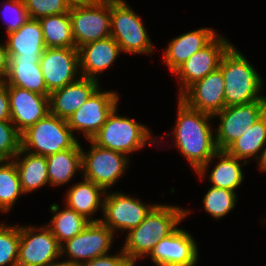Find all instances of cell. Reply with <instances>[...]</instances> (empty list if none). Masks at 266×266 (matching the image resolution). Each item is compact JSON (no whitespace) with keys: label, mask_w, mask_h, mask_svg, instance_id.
<instances>
[{"label":"cell","mask_w":266,"mask_h":266,"mask_svg":"<svg viewBox=\"0 0 266 266\" xmlns=\"http://www.w3.org/2000/svg\"><path fill=\"white\" fill-rule=\"evenodd\" d=\"M232 46L219 34L204 48L191 55L173 74L178 77L179 96L194 82L219 68L222 56Z\"/></svg>","instance_id":"14"},{"label":"cell","mask_w":266,"mask_h":266,"mask_svg":"<svg viewBox=\"0 0 266 266\" xmlns=\"http://www.w3.org/2000/svg\"><path fill=\"white\" fill-rule=\"evenodd\" d=\"M177 109L173 131L175 146L197 172L219 151L210 126L214 117L188 107L180 99Z\"/></svg>","instance_id":"1"},{"label":"cell","mask_w":266,"mask_h":266,"mask_svg":"<svg viewBox=\"0 0 266 266\" xmlns=\"http://www.w3.org/2000/svg\"><path fill=\"white\" fill-rule=\"evenodd\" d=\"M2 10L6 33L18 30L30 18L24 0H8Z\"/></svg>","instance_id":"36"},{"label":"cell","mask_w":266,"mask_h":266,"mask_svg":"<svg viewBox=\"0 0 266 266\" xmlns=\"http://www.w3.org/2000/svg\"><path fill=\"white\" fill-rule=\"evenodd\" d=\"M0 121H10V99L4 82H0Z\"/></svg>","instance_id":"38"},{"label":"cell","mask_w":266,"mask_h":266,"mask_svg":"<svg viewBox=\"0 0 266 266\" xmlns=\"http://www.w3.org/2000/svg\"><path fill=\"white\" fill-rule=\"evenodd\" d=\"M50 211L54 213V216L49 224H47V227L56 237L60 245L81 233L90 223L84 216L67 206L66 209L60 211L58 204H52Z\"/></svg>","instance_id":"29"},{"label":"cell","mask_w":266,"mask_h":266,"mask_svg":"<svg viewBox=\"0 0 266 266\" xmlns=\"http://www.w3.org/2000/svg\"><path fill=\"white\" fill-rule=\"evenodd\" d=\"M21 149V134L11 121H0V160H13Z\"/></svg>","instance_id":"34"},{"label":"cell","mask_w":266,"mask_h":266,"mask_svg":"<svg viewBox=\"0 0 266 266\" xmlns=\"http://www.w3.org/2000/svg\"><path fill=\"white\" fill-rule=\"evenodd\" d=\"M78 143L67 120L52 113H48L21 134V148L44 157L74 148Z\"/></svg>","instance_id":"5"},{"label":"cell","mask_w":266,"mask_h":266,"mask_svg":"<svg viewBox=\"0 0 266 266\" xmlns=\"http://www.w3.org/2000/svg\"><path fill=\"white\" fill-rule=\"evenodd\" d=\"M266 145V112L256 122L246 127L245 133L237 138L225 151L247 163L248 158L258 159Z\"/></svg>","instance_id":"28"},{"label":"cell","mask_w":266,"mask_h":266,"mask_svg":"<svg viewBox=\"0 0 266 266\" xmlns=\"http://www.w3.org/2000/svg\"><path fill=\"white\" fill-rule=\"evenodd\" d=\"M224 78L220 68L190 85L180 96L188 107L214 116L226 107Z\"/></svg>","instance_id":"17"},{"label":"cell","mask_w":266,"mask_h":266,"mask_svg":"<svg viewBox=\"0 0 266 266\" xmlns=\"http://www.w3.org/2000/svg\"><path fill=\"white\" fill-rule=\"evenodd\" d=\"M58 260L53 261V262H50V263H47L46 265H43V266H73L71 264H69L66 260L65 261H62V262H57Z\"/></svg>","instance_id":"42"},{"label":"cell","mask_w":266,"mask_h":266,"mask_svg":"<svg viewBox=\"0 0 266 266\" xmlns=\"http://www.w3.org/2000/svg\"><path fill=\"white\" fill-rule=\"evenodd\" d=\"M219 68L225 83L226 106L266 100L259 94L263 86L261 76L233 45L222 56Z\"/></svg>","instance_id":"3"},{"label":"cell","mask_w":266,"mask_h":266,"mask_svg":"<svg viewBox=\"0 0 266 266\" xmlns=\"http://www.w3.org/2000/svg\"><path fill=\"white\" fill-rule=\"evenodd\" d=\"M219 158L220 161L214 166L213 171L209 175V180L213 187L223 188L227 190H236L237 187L243 182L242 164L239 162L241 159L229 155L226 151H218L213 157L205 163L196 173L197 176L203 180V175H206L210 162Z\"/></svg>","instance_id":"24"},{"label":"cell","mask_w":266,"mask_h":266,"mask_svg":"<svg viewBox=\"0 0 266 266\" xmlns=\"http://www.w3.org/2000/svg\"><path fill=\"white\" fill-rule=\"evenodd\" d=\"M266 112V100L249 104L226 106L213 117L220 118L215 128L216 145L219 151H225L237 138L252 126Z\"/></svg>","instance_id":"10"},{"label":"cell","mask_w":266,"mask_h":266,"mask_svg":"<svg viewBox=\"0 0 266 266\" xmlns=\"http://www.w3.org/2000/svg\"><path fill=\"white\" fill-rule=\"evenodd\" d=\"M46 48H72L75 42L69 12L39 19Z\"/></svg>","instance_id":"30"},{"label":"cell","mask_w":266,"mask_h":266,"mask_svg":"<svg viewBox=\"0 0 266 266\" xmlns=\"http://www.w3.org/2000/svg\"><path fill=\"white\" fill-rule=\"evenodd\" d=\"M79 266H135L121 250L118 255H104L80 264Z\"/></svg>","instance_id":"37"},{"label":"cell","mask_w":266,"mask_h":266,"mask_svg":"<svg viewBox=\"0 0 266 266\" xmlns=\"http://www.w3.org/2000/svg\"><path fill=\"white\" fill-rule=\"evenodd\" d=\"M69 14L75 48L111 35V0H93L87 5L71 7Z\"/></svg>","instance_id":"7"},{"label":"cell","mask_w":266,"mask_h":266,"mask_svg":"<svg viewBox=\"0 0 266 266\" xmlns=\"http://www.w3.org/2000/svg\"><path fill=\"white\" fill-rule=\"evenodd\" d=\"M25 7L31 19L60 15L69 12L64 0H24Z\"/></svg>","instance_id":"35"},{"label":"cell","mask_w":266,"mask_h":266,"mask_svg":"<svg viewBox=\"0 0 266 266\" xmlns=\"http://www.w3.org/2000/svg\"><path fill=\"white\" fill-rule=\"evenodd\" d=\"M20 226L0 224V266H17Z\"/></svg>","instance_id":"33"},{"label":"cell","mask_w":266,"mask_h":266,"mask_svg":"<svg viewBox=\"0 0 266 266\" xmlns=\"http://www.w3.org/2000/svg\"><path fill=\"white\" fill-rule=\"evenodd\" d=\"M90 150L82 148L83 178L100 186L105 192L112 187L128 167L127 155L97 146L91 140Z\"/></svg>","instance_id":"8"},{"label":"cell","mask_w":266,"mask_h":266,"mask_svg":"<svg viewBox=\"0 0 266 266\" xmlns=\"http://www.w3.org/2000/svg\"><path fill=\"white\" fill-rule=\"evenodd\" d=\"M21 156L22 158L19 160ZM13 160L19 173L24 194L50 184L46 157L30 153L21 148Z\"/></svg>","instance_id":"25"},{"label":"cell","mask_w":266,"mask_h":266,"mask_svg":"<svg viewBox=\"0 0 266 266\" xmlns=\"http://www.w3.org/2000/svg\"><path fill=\"white\" fill-rule=\"evenodd\" d=\"M99 81L79 75V78L49 95L50 113L68 119L99 88Z\"/></svg>","instance_id":"19"},{"label":"cell","mask_w":266,"mask_h":266,"mask_svg":"<svg viewBox=\"0 0 266 266\" xmlns=\"http://www.w3.org/2000/svg\"><path fill=\"white\" fill-rule=\"evenodd\" d=\"M9 57H41L46 49L42 26L38 19L29 18L18 30L7 33Z\"/></svg>","instance_id":"22"},{"label":"cell","mask_w":266,"mask_h":266,"mask_svg":"<svg viewBox=\"0 0 266 266\" xmlns=\"http://www.w3.org/2000/svg\"><path fill=\"white\" fill-rule=\"evenodd\" d=\"M10 99V121L22 134L50 113L49 96L17 86H7Z\"/></svg>","instance_id":"18"},{"label":"cell","mask_w":266,"mask_h":266,"mask_svg":"<svg viewBox=\"0 0 266 266\" xmlns=\"http://www.w3.org/2000/svg\"><path fill=\"white\" fill-rule=\"evenodd\" d=\"M114 235L101 221L90 222L81 233L61 245V256L67 254V262L79 266L96 257L107 255Z\"/></svg>","instance_id":"9"},{"label":"cell","mask_w":266,"mask_h":266,"mask_svg":"<svg viewBox=\"0 0 266 266\" xmlns=\"http://www.w3.org/2000/svg\"><path fill=\"white\" fill-rule=\"evenodd\" d=\"M236 201L235 191L211 186L203 198V205L207 213L219 220L234 208Z\"/></svg>","instance_id":"32"},{"label":"cell","mask_w":266,"mask_h":266,"mask_svg":"<svg viewBox=\"0 0 266 266\" xmlns=\"http://www.w3.org/2000/svg\"><path fill=\"white\" fill-rule=\"evenodd\" d=\"M266 146V145H265ZM258 165H259V169L261 171H266V147H264L262 149V152L259 154L258 157Z\"/></svg>","instance_id":"41"},{"label":"cell","mask_w":266,"mask_h":266,"mask_svg":"<svg viewBox=\"0 0 266 266\" xmlns=\"http://www.w3.org/2000/svg\"><path fill=\"white\" fill-rule=\"evenodd\" d=\"M198 254L192 235L176 228L170 235L157 241L149 257L156 266H195Z\"/></svg>","instance_id":"16"},{"label":"cell","mask_w":266,"mask_h":266,"mask_svg":"<svg viewBox=\"0 0 266 266\" xmlns=\"http://www.w3.org/2000/svg\"><path fill=\"white\" fill-rule=\"evenodd\" d=\"M218 34L211 28L184 33L173 38L164 51V62L174 73L191 55L207 46Z\"/></svg>","instance_id":"21"},{"label":"cell","mask_w":266,"mask_h":266,"mask_svg":"<svg viewBox=\"0 0 266 266\" xmlns=\"http://www.w3.org/2000/svg\"><path fill=\"white\" fill-rule=\"evenodd\" d=\"M103 198V217L101 222L113 232L127 231L139 226L150 211L157 205H146L139 199L124 193H106Z\"/></svg>","instance_id":"12"},{"label":"cell","mask_w":266,"mask_h":266,"mask_svg":"<svg viewBox=\"0 0 266 266\" xmlns=\"http://www.w3.org/2000/svg\"><path fill=\"white\" fill-rule=\"evenodd\" d=\"M100 87L67 119V124L73 131L84 134L86 139L92 137L101 129L108 115L117 107L119 96L115 92L103 91Z\"/></svg>","instance_id":"13"},{"label":"cell","mask_w":266,"mask_h":266,"mask_svg":"<svg viewBox=\"0 0 266 266\" xmlns=\"http://www.w3.org/2000/svg\"><path fill=\"white\" fill-rule=\"evenodd\" d=\"M60 256L61 245L46 225L20 226L17 266H43Z\"/></svg>","instance_id":"11"},{"label":"cell","mask_w":266,"mask_h":266,"mask_svg":"<svg viewBox=\"0 0 266 266\" xmlns=\"http://www.w3.org/2000/svg\"><path fill=\"white\" fill-rule=\"evenodd\" d=\"M190 211L179 206L157 204L143 222L127 233L123 252L136 265L156 246L159 239L170 235Z\"/></svg>","instance_id":"2"},{"label":"cell","mask_w":266,"mask_h":266,"mask_svg":"<svg viewBox=\"0 0 266 266\" xmlns=\"http://www.w3.org/2000/svg\"><path fill=\"white\" fill-rule=\"evenodd\" d=\"M48 176L51 186H61L82 171V147L78 143L74 148L66 149L47 156Z\"/></svg>","instance_id":"27"},{"label":"cell","mask_w":266,"mask_h":266,"mask_svg":"<svg viewBox=\"0 0 266 266\" xmlns=\"http://www.w3.org/2000/svg\"><path fill=\"white\" fill-rule=\"evenodd\" d=\"M117 107L108 115L101 129L91 141L99 147L113 150L124 155L142 149L147 143L154 144L149 129L135 119L117 115Z\"/></svg>","instance_id":"4"},{"label":"cell","mask_w":266,"mask_h":266,"mask_svg":"<svg viewBox=\"0 0 266 266\" xmlns=\"http://www.w3.org/2000/svg\"><path fill=\"white\" fill-rule=\"evenodd\" d=\"M125 0H111V37L122 52L129 54H151L150 40L141 17L127 5Z\"/></svg>","instance_id":"6"},{"label":"cell","mask_w":266,"mask_h":266,"mask_svg":"<svg viewBox=\"0 0 266 266\" xmlns=\"http://www.w3.org/2000/svg\"><path fill=\"white\" fill-rule=\"evenodd\" d=\"M24 194L14 160H0V210L8 212Z\"/></svg>","instance_id":"31"},{"label":"cell","mask_w":266,"mask_h":266,"mask_svg":"<svg viewBox=\"0 0 266 266\" xmlns=\"http://www.w3.org/2000/svg\"><path fill=\"white\" fill-rule=\"evenodd\" d=\"M79 69L82 77L98 81V73L107 70L122 52L111 36L78 48Z\"/></svg>","instance_id":"20"},{"label":"cell","mask_w":266,"mask_h":266,"mask_svg":"<svg viewBox=\"0 0 266 266\" xmlns=\"http://www.w3.org/2000/svg\"><path fill=\"white\" fill-rule=\"evenodd\" d=\"M9 70L3 81L7 86H17L31 92L49 96L40 67L41 57H9Z\"/></svg>","instance_id":"23"},{"label":"cell","mask_w":266,"mask_h":266,"mask_svg":"<svg viewBox=\"0 0 266 266\" xmlns=\"http://www.w3.org/2000/svg\"><path fill=\"white\" fill-rule=\"evenodd\" d=\"M92 1L93 0H64V2L68 5L69 8L87 5Z\"/></svg>","instance_id":"40"},{"label":"cell","mask_w":266,"mask_h":266,"mask_svg":"<svg viewBox=\"0 0 266 266\" xmlns=\"http://www.w3.org/2000/svg\"><path fill=\"white\" fill-rule=\"evenodd\" d=\"M9 54L6 47V43L0 44V82H3L8 74L9 70Z\"/></svg>","instance_id":"39"},{"label":"cell","mask_w":266,"mask_h":266,"mask_svg":"<svg viewBox=\"0 0 266 266\" xmlns=\"http://www.w3.org/2000/svg\"><path fill=\"white\" fill-rule=\"evenodd\" d=\"M83 182L74 184L65 197L68 208L75 210L90 222H100L101 219H92L93 213L99 207L103 210V196L105 191L98 185L83 178Z\"/></svg>","instance_id":"26"},{"label":"cell","mask_w":266,"mask_h":266,"mask_svg":"<svg viewBox=\"0 0 266 266\" xmlns=\"http://www.w3.org/2000/svg\"><path fill=\"white\" fill-rule=\"evenodd\" d=\"M39 63L49 93L79 78V52L75 47L46 48Z\"/></svg>","instance_id":"15"}]
</instances>
